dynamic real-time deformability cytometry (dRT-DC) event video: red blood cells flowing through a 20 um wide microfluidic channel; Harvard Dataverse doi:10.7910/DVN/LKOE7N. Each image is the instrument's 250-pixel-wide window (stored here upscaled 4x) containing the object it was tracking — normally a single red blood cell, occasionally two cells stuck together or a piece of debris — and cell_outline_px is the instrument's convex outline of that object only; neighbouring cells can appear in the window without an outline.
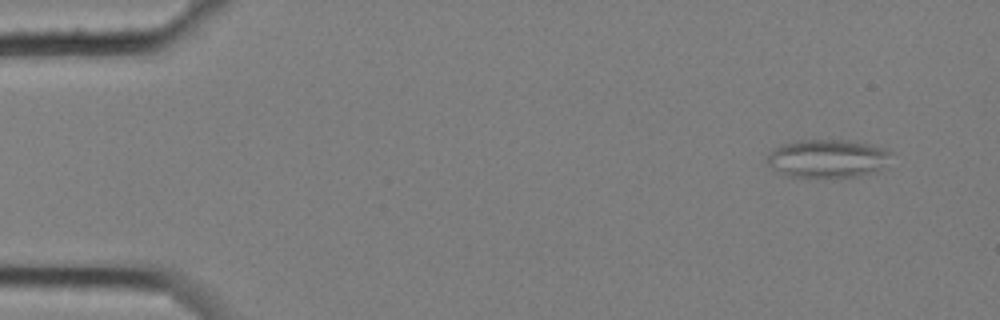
{"species": "common noctule bat (a hibernating species)", "species_latin": "Nyctalus noctula", "temperature_condition": "cold", "stored_images_in_passage": 5, "camera_frame_rate_fps": 3000, "um_per_image_px": 0.085, "animal": {"sex": "female", "body_mass_g": 25.1}, "frame": {"image": 1, "passage_image": 1, "time_ms": 0.0, "image_size_px": [1000, 320], "cell_outline_px": [[888, 168], [876, 172], [860, 176], [788, 176], [772, 168], [768, 164], [768, 156], [776, 148], [784, 144], [800, 140], [852, 140], [884, 148], [888, 152]], "centroid_in_image_um": [70.41, 13.47], "position_along_channel_um": 14.6, "area_um2": 27.22}}
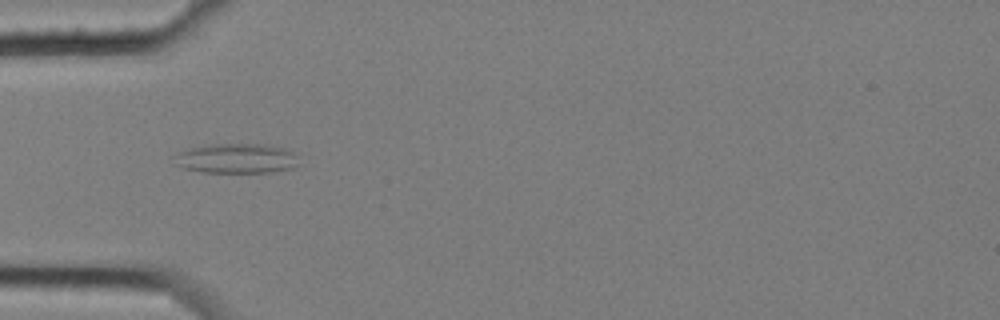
{"frame": {"image": 2, "passage_image": 4, "time_ms": 1.0, "image_size_px": [1000, 320], "cell_outline_px": [[300, 164], [292, 168], [272, 172], [204, 172], [184, 168], [172, 164], [168, 156], [176, 152], [208, 144], [268, 144], [284, 148], [300, 156]], "centroid_in_image_um": [20.05, 13.46], "position_along_channel_um": 64.9, "area_um2": 22.25}}